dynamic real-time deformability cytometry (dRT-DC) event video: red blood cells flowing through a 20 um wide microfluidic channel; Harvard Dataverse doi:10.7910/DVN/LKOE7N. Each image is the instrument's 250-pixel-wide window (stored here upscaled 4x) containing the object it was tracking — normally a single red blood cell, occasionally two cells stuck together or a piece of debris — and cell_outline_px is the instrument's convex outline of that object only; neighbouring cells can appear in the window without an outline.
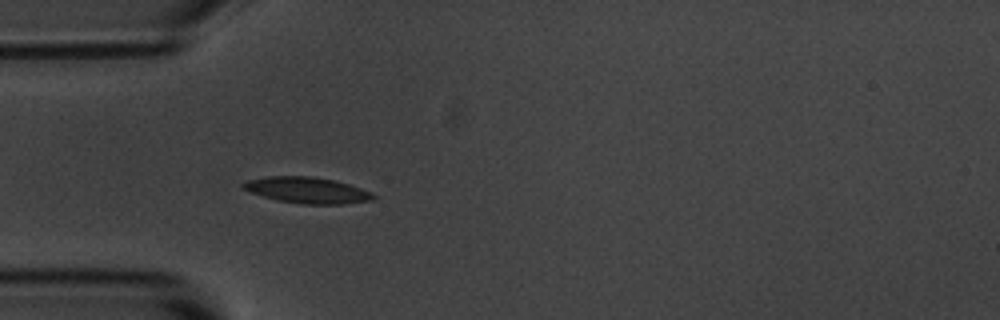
{"species": "common noctule bat (a hibernating species)", "species_latin": "Nyctalus noctula", "temperature_condition": "room temperature", "stored_images_in_passage": 3, "camera_frame_rate_fps": 3000, "um_per_image_px": 0.085, "animal": {"sex": "male", "body_mass_g": 20.1, "forearm_length_mm": 53.5}, "frame": {"image": 1, "passage_image": 3, "time_ms": 3.333, "image_size_px": [1000, 320], "cell_outline_px": [[376, 200], [344, 204], [304, 204], [276, 200], [240, 188], [240, 184], [248, 180], [268, 176], [312, 176], [332, 180], [348, 184], [372, 192], [376, 196]], "centroid_in_image_um": [26.12, 16.17], "position_along_channel_um": 58.9, "area_um2": 19.83}}